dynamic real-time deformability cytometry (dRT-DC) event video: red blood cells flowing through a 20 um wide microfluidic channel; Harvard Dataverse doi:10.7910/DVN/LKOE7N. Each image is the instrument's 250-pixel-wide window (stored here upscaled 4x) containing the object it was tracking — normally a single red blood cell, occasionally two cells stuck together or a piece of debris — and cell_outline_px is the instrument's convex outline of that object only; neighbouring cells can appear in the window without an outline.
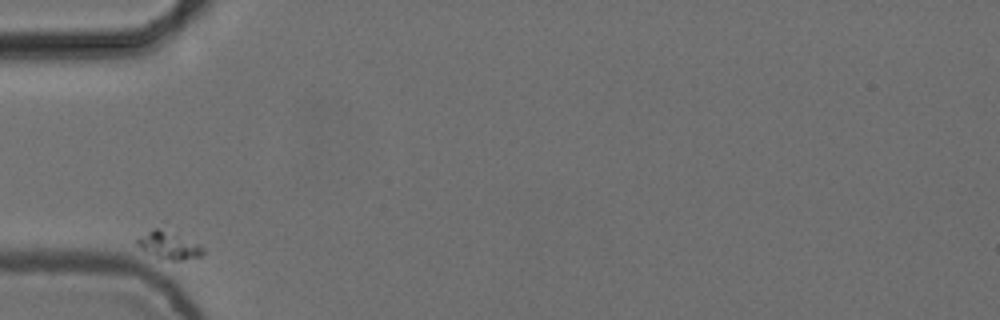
{"species": "common noctule bat (a hibernating species)", "species_latin": "Nyctalus noctula", "temperature_condition": "cold", "stored_images_in_passage": 2, "camera_frame_rate_fps": 3000, "um_per_image_px": 0.085, "animal": {"sex": "female", "body_mass_g": 24.6, "forearm_length_mm": 56.2}, "frame": {"image": 1, "passage_image": 1, "time_ms": 0.0, "image_size_px": [1000, 320], "cell_outline_px": [[204, 252], [200, 256], [180, 260], [168, 260], [156, 256], [140, 248], [136, 244], [136, 240], [140, 236], [152, 228], [160, 228], [200, 244], [204, 248]], "centroid_in_image_um": [14.34, 20.84], "position_along_channel_um": 70.7, "area_um2": 10.29}}